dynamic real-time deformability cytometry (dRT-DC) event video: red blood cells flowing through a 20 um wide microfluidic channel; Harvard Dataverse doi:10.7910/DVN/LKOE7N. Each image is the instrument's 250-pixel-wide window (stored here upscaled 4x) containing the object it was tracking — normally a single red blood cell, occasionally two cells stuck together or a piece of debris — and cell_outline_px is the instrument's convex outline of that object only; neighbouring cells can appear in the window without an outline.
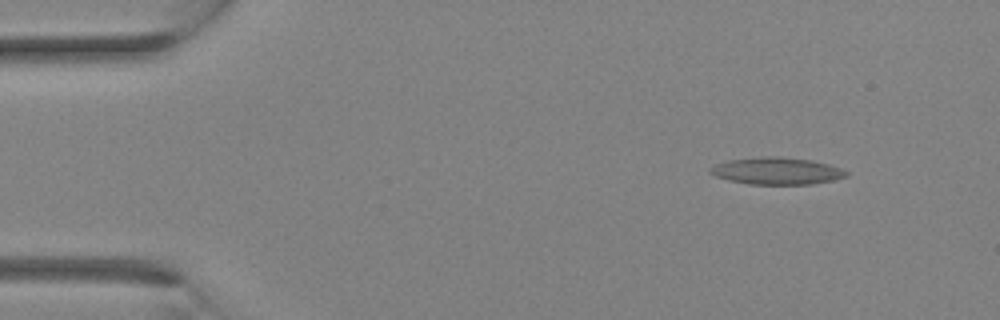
{"species": "Egyptian fruit bat (a non-hibernating species)", "species_latin": "Rousettus aegyptiacus", "temperature_condition": "room temperature", "stored_images_in_passage": 9, "camera_frame_rate_fps": 3000, "um_per_image_px": 0.085, "animal": {"sex": "female"}, "frame": {"image": 1, "passage_image": 3, "time_ms": 0.667, "image_size_px": [1000, 320], "cell_outline_px": [[848, 176], [832, 180], [812, 184], [748, 184], [728, 180], [716, 176], [708, 172], [708, 168], [716, 164], [728, 160], [760, 156], [780, 156], [812, 160], [828, 164], [840, 168], [848, 172]], "centroid_in_image_um": [66.0, 14.52], "position_along_channel_um": 19.0, "area_um2": 21.56}}